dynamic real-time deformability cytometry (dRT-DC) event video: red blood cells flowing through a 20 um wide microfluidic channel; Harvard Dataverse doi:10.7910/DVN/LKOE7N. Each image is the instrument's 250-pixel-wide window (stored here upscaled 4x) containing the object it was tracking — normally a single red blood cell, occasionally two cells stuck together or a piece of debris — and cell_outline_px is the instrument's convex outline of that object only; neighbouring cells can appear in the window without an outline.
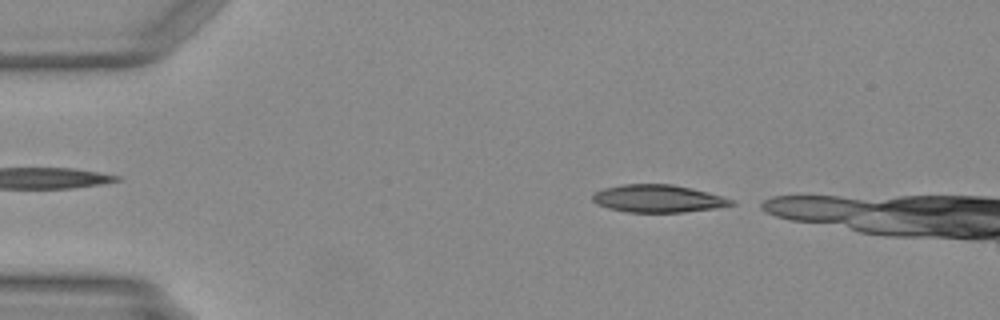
{"species": "Egyptian fruit bat (a non-hibernating species)", "species_latin": "Rousettus aegyptiacus", "temperature_condition": "warm", "stored_images_in_passage": 7, "camera_frame_rate_fps": 3000, "um_per_image_px": 0.085, "animal": {"sex": "female"}, "frame": {"image": 1, "passage_image": 1, "time_ms": 0.0, "image_size_px": [1000, 320], "cell_outline_px": [[736, 204], [716, 208], [684, 212], [628, 212], [608, 208], [596, 204], [592, 200], [592, 192], [604, 188], [620, 184], [672, 184], [708, 192], [732, 200]], "centroid_in_image_um": [55.87, 16.88], "position_along_channel_um": 29.1, "area_um2": 22.31}}